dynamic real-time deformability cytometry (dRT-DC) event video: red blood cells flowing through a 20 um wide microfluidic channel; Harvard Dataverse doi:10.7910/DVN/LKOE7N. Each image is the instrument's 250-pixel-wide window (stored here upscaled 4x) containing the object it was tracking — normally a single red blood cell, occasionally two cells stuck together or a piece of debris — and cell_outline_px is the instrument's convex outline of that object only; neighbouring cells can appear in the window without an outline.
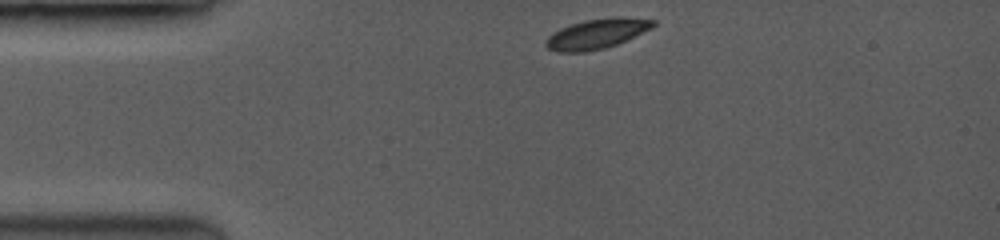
{"species": "common noctule bat (a hibernating species)", "species_latin": "Nyctalus noctula", "temperature_condition": "room temperature", "stored_images_in_passage": 39, "camera_frame_rate_fps": 3500, "um_per_image_px": 0.085, "animal": {"sex": "female", "body_mass_g": 19.0, "forearm_length_mm": 53.3}, "frame": {"image": 1, "passage_image": 1, "time_ms": 0.0, "image_size_px": [1000, 240], "cell_outline_px": [[656, 24], [652, 28], [616, 44], [604, 48], [580, 52], [560, 52], [548, 48], [544, 44], [548, 36], [560, 28], [584, 20], [656, 20]], "centroid_in_image_um": [50.62, 2.93], "position_along_channel_um": 34.4, "area_um2": 17.46}}
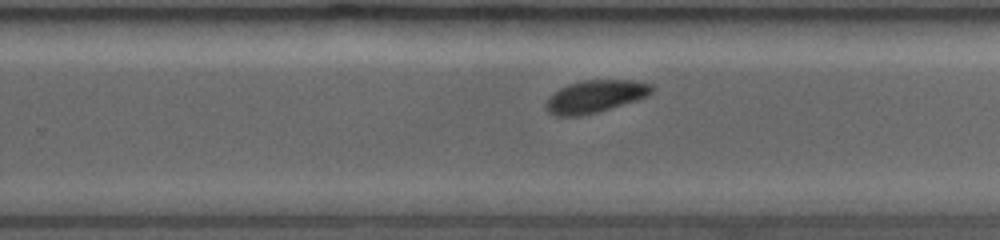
{"frame": {"image": 2, "passage_image": 25, "time_ms": 7.143, "image_size_px": [1000, 240], "cell_outline_px": [[652, 92], [644, 96], [596, 112], [580, 116], [556, 116], [548, 112], [544, 104], [560, 88], [584, 80], [632, 80], [652, 84]], "centroid_in_image_um": [50.55, 8.19], "position_along_channel_um": 279.3, "area_um2": 19.25}}
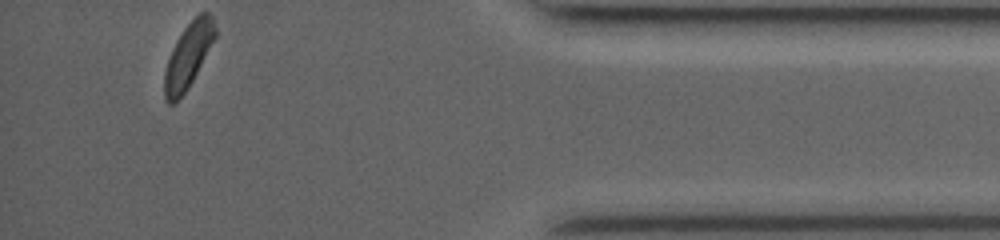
{"frame": {"image": 3, "passage_image": 39, "time_ms": 11.429, "image_size_px": [1000, 240], "cell_outline_px": [[216, 36], [188, 88], [172, 104], [168, 104], [164, 100], [164, 72], [172, 48], [176, 40], [184, 28], [200, 12], [208, 12], [212, 16], [216, 28]], "centroid_in_image_um": [15.99, 4.72], "position_along_channel_um": 419.2, "area_um2": 18.84}, "authors_computed_cell_mechanics": {"area_um2": 19.4786, "velocity_mm_per_s": 4.0208, "shape_relaxation_time_tau1_ms": 3.4529, "shape_relaxation_time_tau2_ms": null, "deformation_change_tau1": 0.0796, "deformation_change_tau2": null}}